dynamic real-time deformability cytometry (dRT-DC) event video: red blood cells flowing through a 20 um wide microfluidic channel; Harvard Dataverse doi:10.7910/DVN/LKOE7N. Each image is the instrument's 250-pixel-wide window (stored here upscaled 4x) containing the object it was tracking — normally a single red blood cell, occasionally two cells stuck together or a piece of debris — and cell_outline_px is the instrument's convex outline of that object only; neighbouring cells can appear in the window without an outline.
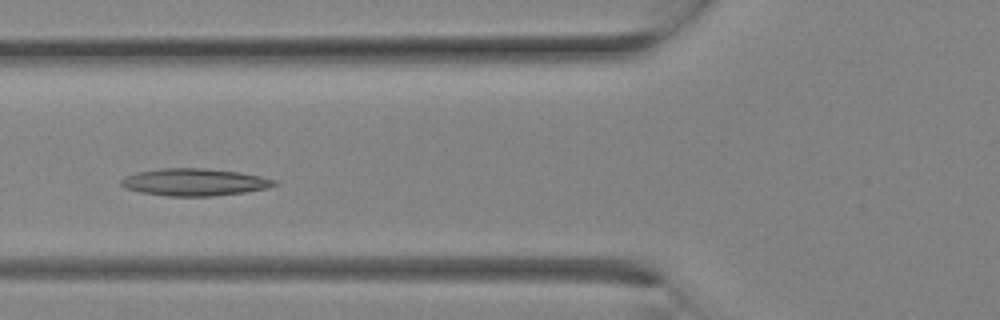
{"species": "Egyptian fruit bat (a non-hibernating species)", "species_latin": "Rousettus aegyptiacus", "temperature_condition": "room temperature", "stored_images_in_passage": 15, "camera_frame_rate_fps": 3000, "um_per_image_px": 0.085, "animal": {"sex": "female"}, "frame": {"image": 1, "passage_image": 9, "time_ms": 2.667, "image_size_px": [1000, 320], "cell_outline_px": [[280, 184], [268, 188], [244, 192], [212, 196], [168, 196], [140, 192], [124, 188], [120, 184], [120, 180], [124, 176], [136, 172], [160, 168], [204, 168], [240, 172], [260, 176], [276, 180]], "centroid_in_image_um": [16.52, 15.48], "position_along_channel_um": 109.3, "area_um2": 24.51}}
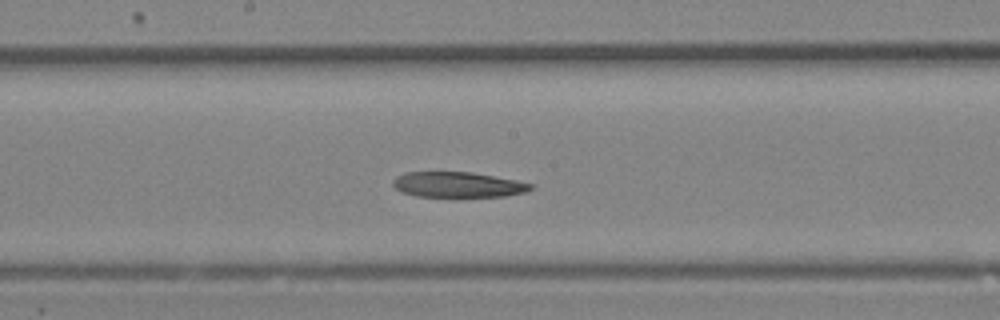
{"frame": {"image": 2, "passage_image": 13, "time_ms": 4.0, "image_size_px": [1000, 320], "cell_outline_px": [[532, 188], [524, 192], [504, 196], [456, 200], [416, 196], [400, 192], [392, 184], [392, 180], [396, 176], [404, 172], [472, 172], [516, 180], [532, 184]], "centroid_in_image_um": [38.86, 15.75], "position_along_channel_um": 209.3, "area_um2": 21.5}}
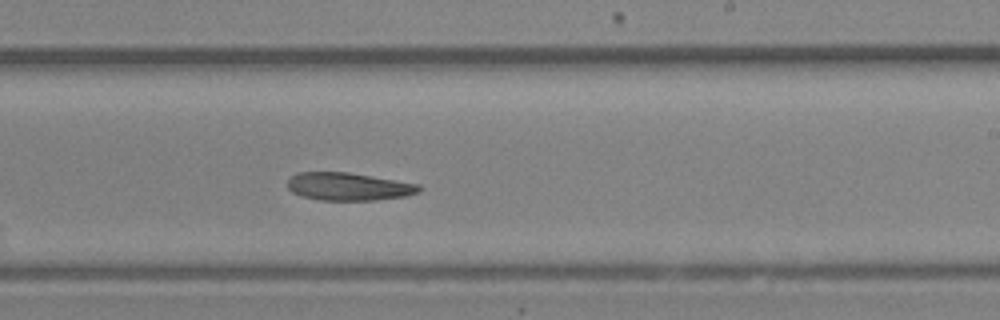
{"frame": {"image": 3, "passage_image": 15, "time_ms": 4.667, "image_size_px": [1000, 320], "cell_outline_px": [[424, 188], [420, 192], [404, 196], [376, 200], [320, 200], [304, 196], [292, 192], [288, 188], [288, 176], [296, 172], [348, 172], [420, 184]], "centroid_in_image_um": [29.63, 15.85], "position_along_channel_um": 259.4, "area_um2": 21.44}}